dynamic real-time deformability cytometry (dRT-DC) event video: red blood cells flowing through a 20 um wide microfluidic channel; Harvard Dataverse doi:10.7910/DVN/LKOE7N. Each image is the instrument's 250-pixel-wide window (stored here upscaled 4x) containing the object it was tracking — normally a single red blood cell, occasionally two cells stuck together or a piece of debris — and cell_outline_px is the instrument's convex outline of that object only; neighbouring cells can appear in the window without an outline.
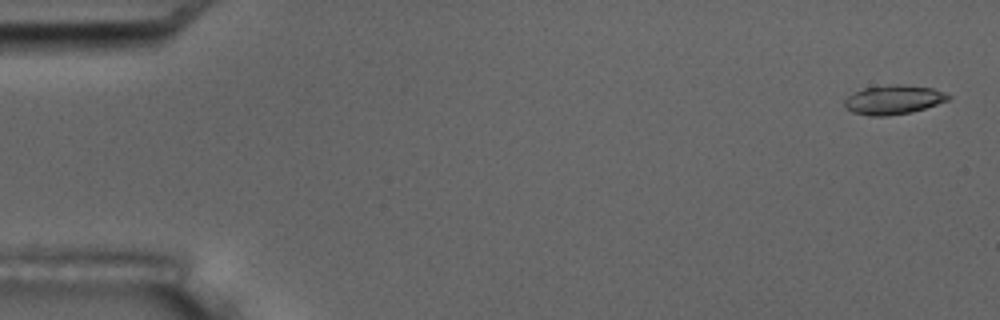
{"species": "common noctule bat (a hibernating species)", "species_latin": "Nyctalus noctula", "temperature_condition": "room temperature", "stored_images_in_passage": 6, "camera_frame_rate_fps": 3000, "um_per_image_px": 0.085, "animal": {"sex": "male", "body_mass_g": 17.5, "forearm_length_mm": 52.3}, "frame": {"image": 1, "passage_image": 1, "time_ms": 0.0, "image_size_px": [1000, 320], "cell_outline_px": [[952, 96], [948, 100], [912, 112], [888, 116], [868, 116], [852, 112], [844, 104], [844, 100], [848, 96], [864, 88], [896, 84], [932, 88], [944, 92]], "centroid_in_image_um": [75.95, 8.49], "position_along_channel_um": 9.1, "area_um2": 17.4}}
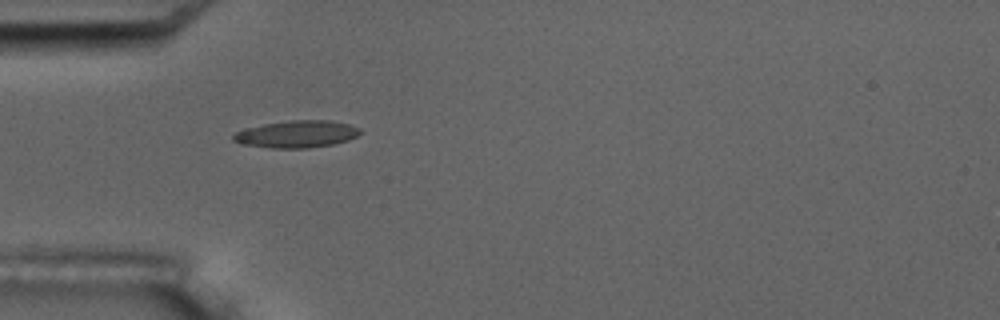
{"frame": {"image": 2, "passage_image": 5, "time_ms": 5.0, "image_size_px": [1000, 320], "cell_outline_px": [[360, 132], [356, 136], [348, 140], [332, 144], [308, 148], [272, 148], [240, 144], [232, 140], [232, 136], [236, 132], [244, 128], [264, 124], [292, 120], [328, 120], [348, 124], [360, 128]], "centroid_in_image_um": [25.18, 11.4], "position_along_channel_um": 59.8, "area_um2": 20.0}}